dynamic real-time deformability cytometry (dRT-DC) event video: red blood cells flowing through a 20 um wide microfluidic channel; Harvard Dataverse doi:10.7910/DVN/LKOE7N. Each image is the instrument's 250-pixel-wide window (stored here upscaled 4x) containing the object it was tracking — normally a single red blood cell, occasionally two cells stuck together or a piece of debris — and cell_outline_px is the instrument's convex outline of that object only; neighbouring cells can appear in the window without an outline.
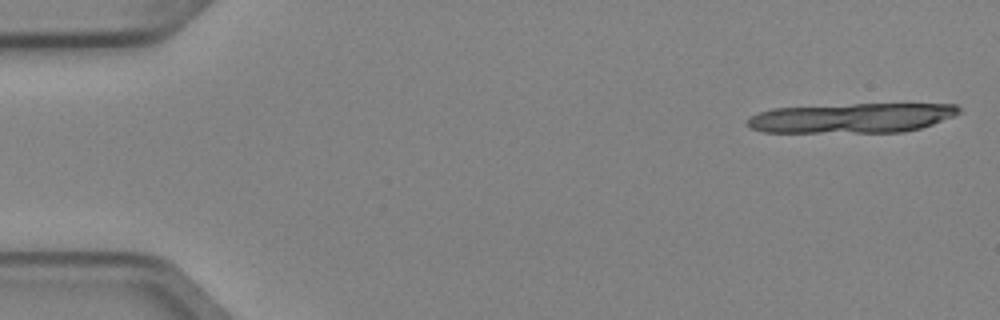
{"species": "Egyptian fruit bat (a non-hibernating species)", "species_latin": "Rousettus aegyptiacus", "temperature_condition": "cold", "stored_images_in_passage": 6, "camera_frame_rate_fps": 3000, "um_per_image_px": 0.085, "animal": {"sex": "female"}, "frame": {"image": 1, "passage_image": 1, "time_ms": 0.0, "image_size_px": [1000, 320], "cell_outline_px": [[960, 112], [956, 116], [920, 128], [904, 132], [764, 132], [752, 128], [748, 124], [748, 120], [752, 116], [760, 112], [772, 108], [852, 104], [956, 104], [960, 108]], "centroid_in_image_um": [72.45, 10.02], "position_along_channel_um": 12.5, "area_um2": 36.47}}